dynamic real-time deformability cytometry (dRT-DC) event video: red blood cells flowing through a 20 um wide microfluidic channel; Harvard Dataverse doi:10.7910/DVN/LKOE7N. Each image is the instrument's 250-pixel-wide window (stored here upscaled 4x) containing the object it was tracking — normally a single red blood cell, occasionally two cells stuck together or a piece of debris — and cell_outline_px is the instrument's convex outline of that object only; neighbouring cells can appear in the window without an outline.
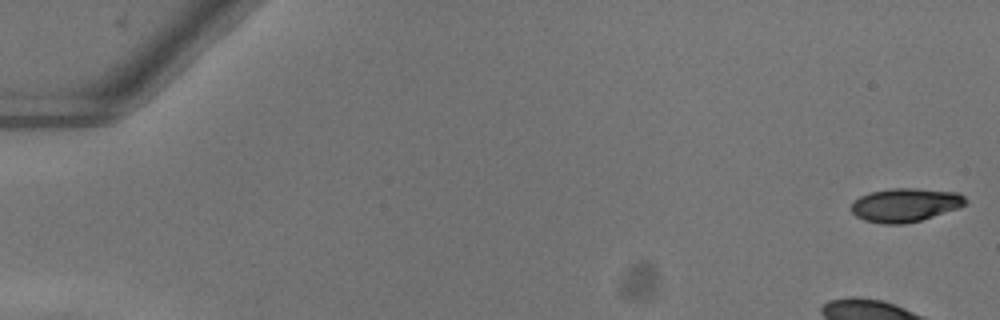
{"species": "common noctule bat (a hibernating species)", "species_latin": "Nyctalus noctula", "temperature_condition": "warm", "stored_images_in_passage": 16, "camera_frame_rate_fps": 3000, "um_per_image_px": 0.085, "animal": {"sex": "female"}, "frame": {"image": 1, "passage_image": 1, "time_ms": 0.0, "image_size_px": [1000, 320], "cell_outline_px": [[968, 204], [960, 208], [920, 220], [904, 224], [884, 224], [864, 220], [856, 216], [852, 212], [852, 200], [860, 196], [872, 192], [892, 188], [916, 188], [956, 192], [964, 196], [968, 200]], "centroid_in_image_um": [76.97, 17.42], "position_along_channel_um": 8.0, "area_um2": 22.48}}